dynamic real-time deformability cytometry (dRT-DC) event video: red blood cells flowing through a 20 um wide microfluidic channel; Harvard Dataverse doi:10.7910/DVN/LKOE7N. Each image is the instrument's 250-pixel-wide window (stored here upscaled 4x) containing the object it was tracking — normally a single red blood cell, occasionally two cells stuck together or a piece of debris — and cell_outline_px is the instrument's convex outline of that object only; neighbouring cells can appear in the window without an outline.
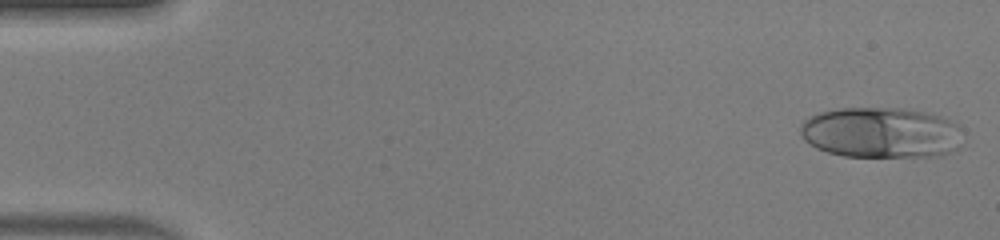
{"species": "human", "species_latin": "Homo sapiens", "temperature_condition": "warm", "stored_images_in_passage": 48, "camera_frame_rate_fps": 3000, "um_per_image_px": 0.085, "donor": {"sex": "male"}, "frame": {"image": 1, "passage_image": 1, "time_ms": 0.0, "image_size_px": [1000, 240], "cell_outline_px": [[956, 148], [944, 156], [844, 156], [828, 152], [816, 148], [804, 140], [800, 132], [800, 128], [804, 120], [820, 112], [840, 108], [900, 108], [924, 112], [940, 116], [956, 124]], "centroid_in_image_um": [74.8, 11.27], "position_along_channel_um": 10.2, "area_um2": 47.28}}
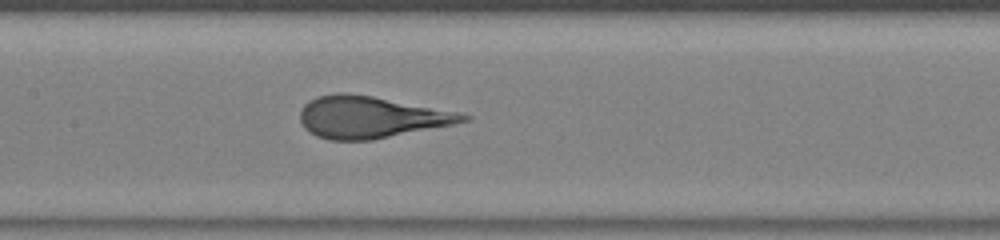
{"frame": {"image": 2, "passage_image": 23, "time_ms": 7.333, "image_size_px": [1000, 240], "cell_outline_px": [[472, 120], [372, 140], [328, 140], [316, 136], [304, 128], [300, 120], [300, 112], [304, 104], [320, 96], [336, 92], [344, 92], [372, 96], [460, 112], [472, 116]], "centroid_in_image_um": [31.52, 9.96], "position_along_channel_um": 175.9, "area_um2": 39.54}}
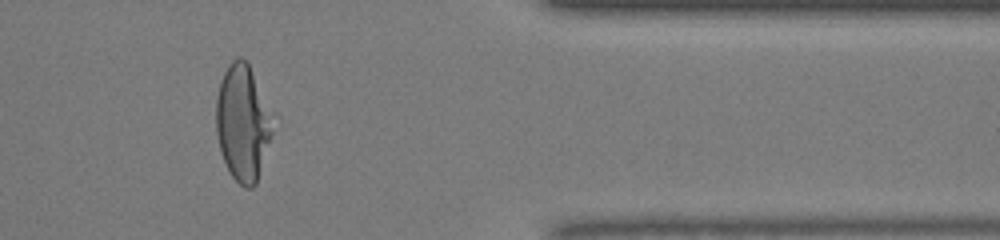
{"frame": {"image": 3, "passage_image": 40, "time_ms": 13.0, "image_size_px": [1000, 240], "cell_outline_px": [[280, 120], [256, 184], [252, 188], [244, 188], [228, 172], [220, 152], [216, 132], [216, 96], [220, 80], [228, 64], [236, 56], [240, 56], [248, 60], [280, 116]], "centroid_in_image_um": [20.76, 10.36], "position_along_channel_um": 390.6, "area_um2": 41.38}, "authors_computed_cell_mechanics": {"area_um2": 40.4311, "velocity_mm_per_s": 4.1746, "shape_relaxation_time_tau1_ms": 6.1804, "shape_relaxation_time_tau2_ms": null, "deformation_change_tau1": 0.2929, "deformation_change_tau2": null}}